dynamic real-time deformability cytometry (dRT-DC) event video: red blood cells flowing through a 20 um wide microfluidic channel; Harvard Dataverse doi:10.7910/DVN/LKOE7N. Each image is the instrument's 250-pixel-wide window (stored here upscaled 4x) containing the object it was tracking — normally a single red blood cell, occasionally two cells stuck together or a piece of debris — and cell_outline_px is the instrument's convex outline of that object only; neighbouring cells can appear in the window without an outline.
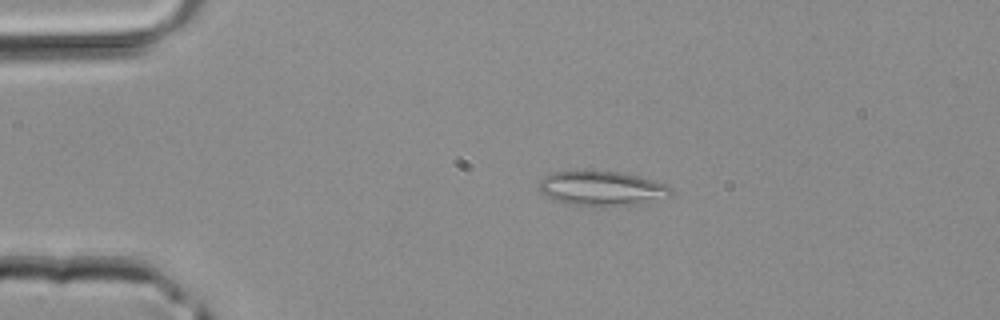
{"species": "common noctule bat (a hibernating species)", "species_latin": "Nyctalus noctula", "temperature_condition": "room temperature", "stored_images_in_passage": 36, "camera_frame_rate_fps": 3000, "um_per_image_px": 0.085, "animal": {"sex": "male", "body_mass_g": 20.4}, "frame": {"image": 1, "passage_image": 2, "time_ms": 0.333, "image_size_px": [1000, 320], "cell_outline_px": [[672, 196], [640, 204], [564, 204], [540, 192], [540, 180], [544, 176], [552, 172], [620, 172], [652, 180], [664, 184], [672, 188]], "centroid_in_image_um": [51.17, 16.01], "position_along_channel_um": 33.8, "area_um2": 25.66}}
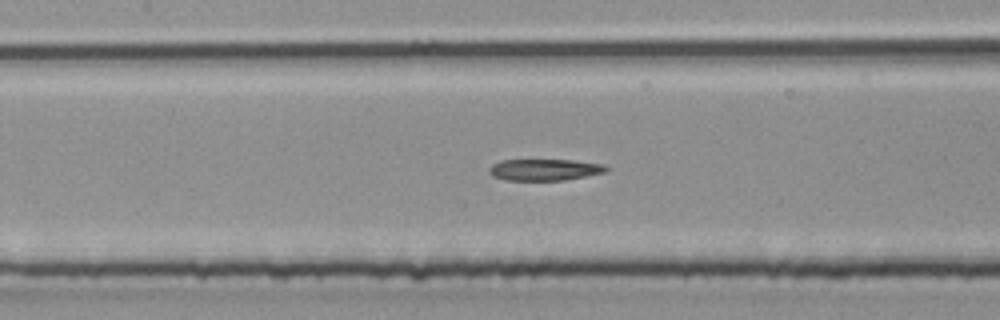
{"frame": {"image": 2, "passage_image": 13, "time_ms": 4.0, "image_size_px": [1000, 320], "cell_outline_px": [[608, 172], [564, 180], [508, 180], [492, 176], [488, 172], [488, 168], [492, 164], [500, 160], [572, 160], [604, 164], [608, 168]], "centroid_in_image_um": [46.29, 14.42], "position_along_channel_um": 161.1, "area_um2": 14.74}}
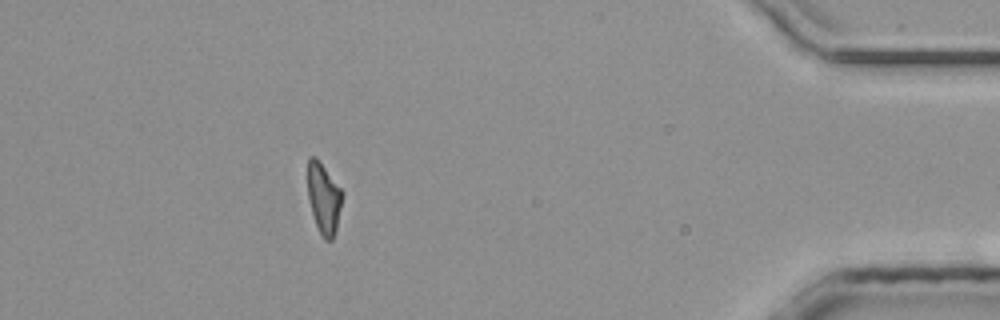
{"frame": {"image": 3, "passage_image": 32, "time_ms": 10.333, "image_size_px": [1000, 320], "cell_outline_px": [[344, 192], [336, 228], [332, 240], [324, 240], [316, 224], [312, 212], [308, 196], [308, 156], [316, 156]], "centroid_in_image_um": [27.53, 16.82], "position_along_channel_um": 407.7, "area_um2": 14.16}}